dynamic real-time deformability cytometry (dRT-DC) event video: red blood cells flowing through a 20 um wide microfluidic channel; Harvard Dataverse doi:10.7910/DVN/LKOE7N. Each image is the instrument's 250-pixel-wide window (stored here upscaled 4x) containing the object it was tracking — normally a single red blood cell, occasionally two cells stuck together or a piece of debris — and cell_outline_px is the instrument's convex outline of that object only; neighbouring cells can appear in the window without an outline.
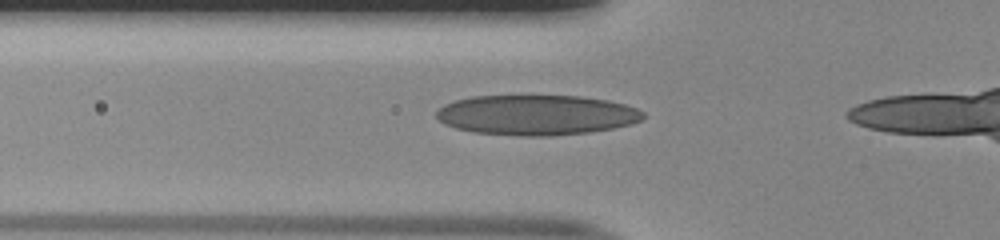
{"species": "human", "species_latin": "Homo sapiens", "temperature_condition": "room temperature", "stored_images_in_passage": 27, "camera_frame_rate_fps": 3000, "um_per_image_px": 0.085, "donor": {"sex": "male"}, "frame": {"image": 1, "passage_image": 3, "time_ms": 0.667, "image_size_px": [1000, 240], "cell_outline_px": [[644, 116], [640, 120], [632, 124], [612, 128], [588, 132], [552, 136], [520, 136], [472, 132], [456, 128], [444, 124], [436, 116], [436, 112], [444, 104], [456, 100], [472, 96], [580, 96], [608, 100], [624, 104], [636, 108], [644, 112]], "centroid_in_image_um": [45.59, 9.78], "position_along_channel_um": 80.2, "area_um2": 48.38}}
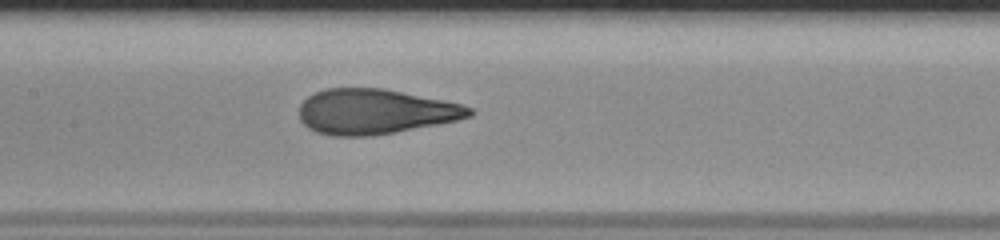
{"frame": {"image": 2, "passage_image": 10, "time_ms": 3.0, "image_size_px": [1000, 240], "cell_outline_px": [[476, 112], [472, 116], [456, 120], [396, 132], [372, 136], [332, 136], [316, 132], [308, 128], [300, 120], [300, 104], [308, 96], [324, 88], [384, 88], [460, 104], [472, 108]], "centroid_in_image_um": [31.85, 9.49], "position_along_channel_um": 175.5, "area_um2": 44.62}}
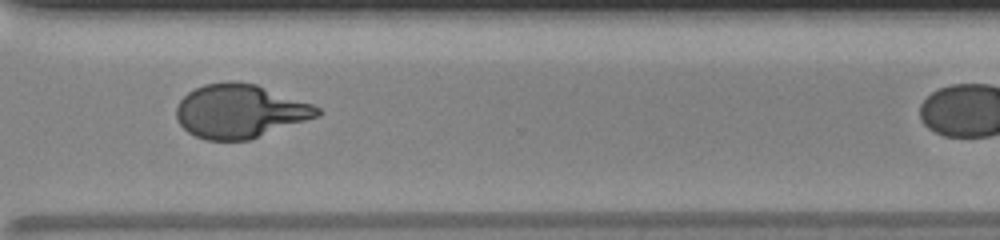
{"frame": {"image": 3, "passage_image": 23, "time_ms": 7.333, "image_size_px": [1000, 240], "cell_outline_px": [[320, 116], [248, 140], [208, 140], [196, 136], [188, 132], [180, 124], [176, 116], [176, 108], [180, 100], [188, 92], [204, 84], [228, 80], [232, 80], [256, 84], [312, 104], [320, 108]], "centroid_in_image_um": [20.38, 9.44], "position_along_channel_um": 350.2, "area_um2": 43.99}}